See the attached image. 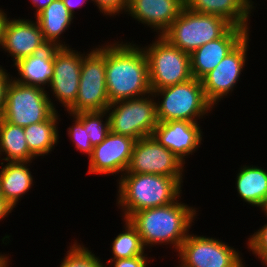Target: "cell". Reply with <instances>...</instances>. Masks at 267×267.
Here are the masks:
<instances>
[{"instance_id":"obj_29","label":"cell","mask_w":267,"mask_h":267,"mask_svg":"<svg viewBox=\"0 0 267 267\" xmlns=\"http://www.w3.org/2000/svg\"><path fill=\"white\" fill-rule=\"evenodd\" d=\"M70 118L73 119V125L67 128V134L72 141L77 151L88 155L92 154L93 146L91 145L90 138L87 135V131L84 128L83 121L76 115L68 113Z\"/></svg>"},{"instance_id":"obj_35","label":"cell","mask_w":267,"mask_h":267,"mask_svg":"<svg viewBox=\"0 0 267 267\" xmlns=\"http://www.w3.org/2000/svg\"><path fill=\"white\" fill-rule=\"evenodd\" d=\"M13 209L14 208L5 199H0V221L4 220V218H8V215L13 212Z\"/></svg>"},{"instance_id":"obj_13","label":"cell","mask_w":267,"mask_h":267,"mask_svg":"<svg viewBox=\"0 0 267 267\" xmlns=\"http://www.w3.org/2000/svg\"><path fill=\"white\" fill-rule=\"evenodd\" d=\"M250 33L202 79L207 100L214 106L231 95L244 71L249 51ZM247 60V61H246Z\"/></svg>"},{"instance_id":"obj_5","label":"cell","mask_w":267,"mask_h":267,"mask_svg":"<svg viewBox=\"0 0 267 267\" xmlns=\"http://www.w3.org/2000/svg\"><path fill=\"white\" fill-rule=\"evenodd\" d=\"M231 26L222 17L197 13L184 6L161 36L174 47L191 54L204 44L220 38Z\"/></svg>"},{"instance_id":"obj_6","label":"cell","mask_w":267,"mask_h":267,"mask_svg":"<svg viewBox=\"0 0 267 267\" xmlns=\"http://www.w3.org/2000/svg\"><path fill=\"white\" fill-rule=\"evenodd\" d=\"M154 38L152 43L142 46L148 59L151 90L192 79L190 54L174 47L162 36L155 35Z\"/></svg>"},{"instance_id":"obj_33","label":"cell","mask_w":267,"mask_h":267,"mask_svg":"<svg viewBox=\"0 0 267 267\" xmlns=\"http://www.w3.org/2000/svg\"><path fill=\"white\" fill-rule=\"evenodd\" d=\"M12 75L10 72L0 65V118L2 116L4 110V102L6 97V88L8 83L10 82Z\"/></svg>"},{"instance_id":"obj_15","label":"cell","mask_w":267,"mask_h":267,"mask_svg":"<svg viewBox=\"0 0 267 267\" xmlns=\"http://www.w3.org/2000/svg\"><path fill=\"white\" fill-rule=\"evenodd\" d=\"M48 46L36 20L9 17L0 49L13 58L14 64Z\"/></svg>"},{"instance_id":"obj_31","label":"cell","mask_w":267,"mask_h":267,"mask_svg":"<svg viewBox=\"0 0 267 267\" xmlns=\"http://www.w3.org/2000/svg\"><path fill=\"white\" fill-rule=\"evenodd\" d=\"M103 16L114 17L126 14L129 0H91ZM118 14V15H117Z\"/></svg>"},{"instance_id":"obj_28","label":"cell","mask_w":267,"mask_h":267,"mask_svg":"<svg viewBox=\"0 0 267 267\" xmlns=\"http://www.w3.org/2000/svg\"><path fill=\"white\" fill-rule=\"evenodd\" d=\"M68 247L59 267H106L105 262L103 264L100 257L89 250V247H85L83 242L80 244L76 239Z\"/></svg>"},{"instance_id":"obj_10","label":"cell","mask_w":267,"mask_h":267,"mask_svg":"<svg viewBox=\"0 0 267 267\" xmlns=\"http://www.w3.org/2000/svg\"><path fill=\"white\" fill-rule=\"evenodd\" d=\"M233 247L219 238L189 233L175 256L181 267H247Z\"/></svg>"},{"instance_id":"obj_14","label":"cell","mask_w":267,"mask_h":267,"mask_svg":"<svg viewBox=\"0 0 267 267\" xmlns=\"http://www.w3.org/2000/svg\"><path fill=\"white\" fill-rule=\"evenodd\" d=\"M136 140L109 132L107 137L93 147L89 156L87 174L121 177L127 170ZM120 174V175H119Z\"/></svg>"},{"instance_id":"obj_11","label":"cell","mask_w":267,"mask_h":267,"mask_svg":"<svg viewBox=\"0 0 267 267\" xmlns=\"http://www.w3.org/2000/svg\"><path fill=\"white\" fill-rule=\"evenodd\" d=\"M184 165L173 152L161 145L151 135L142 137L135 142L126 172L174 177L183 185Z\"/></svg>"},{"instance_id":"obj_12","label":"cell","mask_w":267,"mask_h":267,"mask_svg":"<svg viewBox=\"0 0 267 267\" xmlns=\"http://www.w3.org/2000/svg\"><path fill=\"white\" fill-rule=\"evenodd\" d=\"M69 47L54 46L53 78L48 86L51 92L47 91L53 108L56 109L55 101H58L64 111L68 110L78 95L81 65L84 55L87 52H80ZM55 97L53 101L50 94Z\"/></svg>"},{"instance_id":"obj_17","label":"cell","mask_w":267,"mask_h":267,"mask_svg":"<svg viewBox=\"0 0 267 267\" xmlns=\"http://www.w3.org/2000/svg\"><path fill=\"white\" fill-rule=\"evenodd\" d=\"M231 26L220 38L210 41L190 54L193 78L201 80L212 71L251 31Z\"/></svg>"},{"instance_id":"obj_21","label":"cell","mask_w":267,"mask_h":267,"mask_svg":"<svg viewBox=\"0 0 267 267\" xmlns=\"http://www.w3.org/2000/svg\"><path fill=\"white\" fill-rule=\"evenodd\" d=\"M32 162L33 161L0 162L2 197L13 208H16L19 200L21 201V198L34 186V177L29 168Z\"/></svg>"},{"instance_id":"obj_27","label":"cell","mask_w":267,"mask_h":267,"mask_svg":"<svg viewBox=\"0 0 267 267\" xmlns=\"http://www.w3.org/2000/svg\"><path fill=\"white\" fill-rule=\"evenodd\" d=\"M76 115L83 121L93 147L100 144L109 134L110 119L106 110L79 112Z\"/></svg>"},{"instance_id":"obj_38","label":"cell","mask_w":267,"mask_h":267,"mask_svg":"<svg viewBox=\"0 0 267 267\" xmlns=\"http://www.w3.org/2000/svg\"><path fill=\"white\" fill-rule=\"evenodd\" d=\"M9 253L8 254H2V252H0V267H9V263L11 261H9Z\"/></svg>"},{"instance_id":"obj_41","label":"cell","mask_w":267,"mask_h":267,"mask_svg":"<svg viewBox=\"0 0 267 267\" xmlns=\"http://www.w3.org/2000/svg\"><path fill=\"white\" fill-rule=\"evenodd\" d=\"M248 1H249L250 3H252L253 5H254V3H255L253 0H248Z\"/></svg>"},{"instance_id":"obj_22","label":"cell","mask_w":267,"mask_h":267,"mask_svg":"<svg viewBox=\"0 0 267 267\" xmlns=\"http://www.w3.org/2000/svg\"><path fill=\"white\" fill-rule=\"evenodd\" d=\"M34 18L39 24L44 40L49 45L69 47V44H65L66 42H63L61 37L71 27L76 17L68 11L63 0H54Z\"/></svg>"},{"instance_id":"obj_20","label":"cell","mask_w":267,"mask_h":267,"mask_svg":"<svg viewBox=\"0 0 267 267\" xmlns=\"http://www.w3.org/2000/svg\"><path fill=\"white\" fill-rule=\"evenodd\" d=\"M54 46L49 45L41 52L12 64L18 71V77L12 78L22 84L48 88L53 78ZM47 86V87H46Z\"/></svg>"},{"instance_id":"obj_23","label":"cell","mask_w":267,"mask_h":267,"mask_svg":"<svg viewBox=\"0 0 267 267\" xmlns=\"http://www.w3.org/2000/svg\"><path fill=\"white\" fill-rule=\"evenodd\" d=\"M235 188L243 202L260 208L267 197V169L255 165H241L236 174Z\"/></svg>"},{"instance_id":"obj_4","label":"cell","mask_w":267,"mask_h":267,"mask_svg":"<svg viewBox=\"0 0 267 267\" xmlns=\"http://www.w3.org/2000/svg\"><path fill=\"white\" fill-rule=\"evenodd\" d=\"M152 94L156 101L158 122L189 121L196 123L209 116L214 109L205 96L201 80L196 78L154 90Z\"/></svg>"},{"instance_id":"obj_39","label":"cell","mask_w":267,"mask_h":267,"mask_svg":"<svg viewBox=\"0 0 267 267\" xmlns=\"http://www.w3.org/2000/svg\"><path fill=\"white\" fill-rule=\"evenodd\" d=\"M259 209H261V211L265 214V217H266L267 216V197Z\"/></svg>"},{"instance_id":"obj_34","label":"cell","mask_w":267,"mask_h":267,"mask_svg":"<svg viewBox=\"0 0 267 267\" xmlns=\"http://www.w3.org/2000/svg\"><path fill=\"white\" fill-rule=\"evenodd\" d=\"M65 6L67 7L68 11L74 16L75 15V8L79 9L83 4L88 3L91 0H63ZM88 1V2H87ZM79 7V8H78Z\"/></svg>"},{"instance_id":"obj_30","label":"cell","mask_w":267,"mask_h":267,"mask_svg":"<svg viewBox=\"0 0 267 267\" xmlns=\"http://www.w3.org/2000/svg\"><path fill=\"white\" fill-rule=\"evenodd\" d=\"M247 249L264 265L267 264V223L254 231L246 241Z\"/></svg>"},{"instance_id":"obj_9","label":"cell","mask_w":267,"mask_h":267,"mask_svg":"<svg viewBox=\"0 0 267 267\" xmlns=\"http://www.w3.org/2000/svg\"><path fill=\"white\" fill-rule=\"evenodd\" d=\"M110 131L136 141L153 135L158 124L156 101L152 92L137 98L111 103L106 109Z\"/></svg>"},{"instance_id":"obj_40","label":"cell","mask_w":267,"mask_h":267,"mask_svg":"<svg viewBox=\"0 0 267 267\" xmlns=\"http://www.w3.org/2000/svg\"><path fill=\"white\" fill-rule=\"evenodd\" d=\"M0 199H4V198L2 197V193H1V182H0Z\"/></svg>"},{"instance_id":"obj_7","label":"cell","mask_w":267,"mask_h":267,"mask_svg":"<svg viewBox=\"0 0 267 267\" xmlns=\"http://www.w3.org/2000/svg\"><path fill=\"white\" fill-rule=\"evenodd\" d=\"M55 112L46 89L22 84L11 78L6 88L2 119L25 127L45 121Z\"/></svg>"},{"instance_id":"obj_16","label":"cell","mask_w":267,"mask_h":267,"mask_svg":"<svg viewBox=\"0 0 267 267\" xmlns=\"http://www.w3.org/2000/svg\"><path fill=\"white\" fill-rule=\"evenodd\" d=\"M203 129L199 122H158L153 136L165 148L173 152L184 164L188 156L197 152L203 140Z\"/></svg>"},{"instance_id":"obj_19","label":"cell","mask_w":267,"mask_h":267,"mask_svg":"<svg viewBox=\"0 0 267 267\" xmlns=\"http://www.w3.org/2000/svg\"><path fill=\"white\" fill-rule=\"evenodd\" d=\"M185 7L203 14L224 18L232 26L250 28V16L256 7L248 0H184ZM252 13V14H251ZM249 22V23H248Z\"/></svg>"},{"instance_id":"obj_3","label":"cell","mask_w":267,"mask_h":267,"mask_svg":"<svg viewBox=\"0 0 267 267\" xmlns=\"http://www.w3.org/2000/svg\"><path fill=\"white\" fill-rule=\"evenodd\" d=\"M117 181L116 206L123 219L148 208L175 202L182 195L183 185L174 177L158 174L125 172Z\"/></svg>"},{"instance_id":"obj_1","label":"cell","mask_w":267,"mask_h":267,"mask_svg":"<svg viewBox=\"0 0 267 267\" xmlns=\"http://www.w3.org/2000/svg\"><path fill=\"white\" fill-rule=\"evenodd\" d=\"M141 45L125 40L106 42V87L110 104L152 92L148 59Z\"/></svg>"},{"instance_id":"obj_8","label":"cell","mask_w":267,"mask_h":267,"mask_svg":"<svg viewBox=\"0 0 267 267\" xmlns=\"http://www.w3.org/2000/svg\"><path fill=\"white\" fill-rule=\"evenodd\" d=\"M90 50L82 60L77 98L67 110L71 114L103 111L110 105L105 79L106 42Z\"/></svg>"},{"instance_id":"obj_18","label":"cell","mask_w":267,"mask_h":267,"mask_svg":"<svg viewBox=\"0 0 267 267\" xmlns=\"http://www.w3.org/2000/svg\"><path fill=\"white\" fill-rule=\"evenodd\" d=\"M184 6V0H129L126 14L161 36Z\"/></svg>"},{"instance_id":"obj_25","label":"cell","mask_w":267,"mask_h":267,"mask_svg":"<svg viewBox=\"0 0 267 267\" xmlns=\"http://www.w3.org/2000/svg\"><path fill=\"white\" fill-rule=\"evenodd\" d=\"M33 159L37 158L28 149L24 127L13 125L0 118V161H34Z\"/></svg>"},{"instance_id":"obj_37","label":"cell","mask_w":267,"mask_h":267,"mask_svg":"<svg viewBox=\"0 0 267 267\" xmlns=\"http://www.w3.org/2000/svg\"><path fill=\"white\" fill-rule=\"evenodd\" d=\"M7 14L8 12H5V9L3 10L2 8H0V47L3 39L4 29L9 19Z\"/></svg>"},{"instance_id":"obj_26","label":"cell","mask_w":267,"mask_h":267,"mask_svg":"<svg viewBox=\"0 0 267 267\" xmlns=\"http://www.w3.org/2000/svg\"><path fill=\"white\" fill-rule=\"evenodd\" d=\"M122 220L124 230L114 237L111 242L110 247L113 257L110 259L148 256L145 251L147 249L145 248L137 229L129 222L128 219Z\"/></svg>"},{"instance_id":"obj_36","label":"cell","mask_w":267,"mask_h":267,"mask_svg":"<svg viewBox=\"0 0 267 267\" xmlns=\"http://www.w3.org/2000/svg\"><path fill=\"white\" fill-rule=\"evenodd\" d=\"M54 0H31V4L35 7L34 16L40 13L48 5H50Z\"/></svg>"},{"instance_id":"obj_32","label":"cell","mask_w":267,"mask_h":267,"mask_svg":"<svg viewBox=\"0 0 267 267\" xmlns=\"http://www.w3.org/2000/svg\"><path fill=\"white\" fill-rule=\"evenodd\" d=\"M151 258L153 257L137 256L123 259H108L106 267H108L107 265H109V267H148L150 260H153Z\"/></svg>"},{"instance_id":"obj_2","label":"cell","mask_w":267,"mask_h":267,"mask_svg":"<svg viewBox=\"0 0 267 267\" xmlns=\"http://www.w3.org/2000/svg\"><path fill=\"white\" fill-rule=\"evenodd\" d=\"M181 197L165 206L137 211L128 218L146 249L156 245H170L175 249L174 252L179 251L194 225L192 223L199 216L198 208L184 203Z\"/></svg>"},{"instance_id":"obj_24","label":"cell","mask_w":267,"mask_h":267,"mask_svg":"<svg viewBox=\"0 0 267 267\" xmlns=\"http://www.w3.org/2000/svg\"><path fill=\"white\" fill-rule=\"evenodd\" d=\"M60 119V114L56 111L49 119L24 127L28 149L37 159L51 154L59 143L58 125Z\"/></svg>"}]
</instances>
